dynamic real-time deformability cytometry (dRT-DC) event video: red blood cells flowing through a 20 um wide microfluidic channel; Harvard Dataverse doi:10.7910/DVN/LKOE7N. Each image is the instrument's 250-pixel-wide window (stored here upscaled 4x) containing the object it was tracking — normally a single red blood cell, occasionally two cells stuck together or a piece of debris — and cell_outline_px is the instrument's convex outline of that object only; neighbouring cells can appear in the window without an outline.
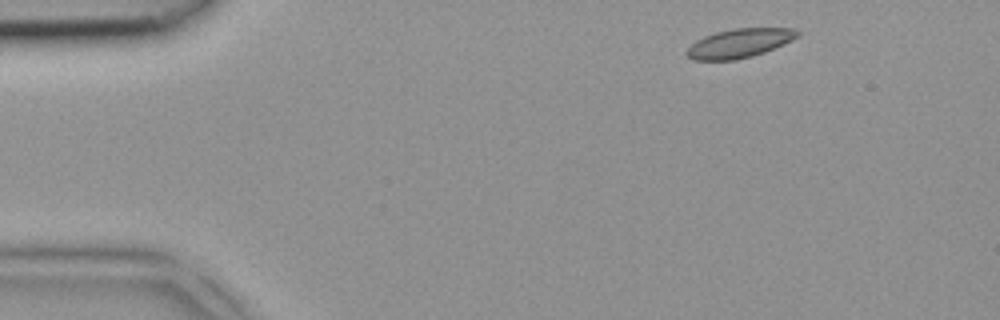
{"species": "common noctule bat (a hibernating species)", "species_latin": "Nyctalus noctula", "temperature_condition": "room temperature", "stored_images_in_passage": 4, "camera_frame_rate_fps": 3000, "um_per_image_px": 0.085, "animal": {"sex": "female", "body_mass_g": 18.4}, "frame": {"image": 1, "passage_image": 1, "time_ms": 0.0, "image_size_px": [1000, 320], "cell_outline_px": [[800, 36], [784, 44], [764, 52], [752, 56], [736, 60], [692, 60], [684, 52], [696, 40], [704, 36], [716, 32], [732, 28], [792, 28], [800, 32]], "centroid_in_image_um": [62.85, 3.67], "position_along_channel_um": 22.2, "area_um2": 18.79}}
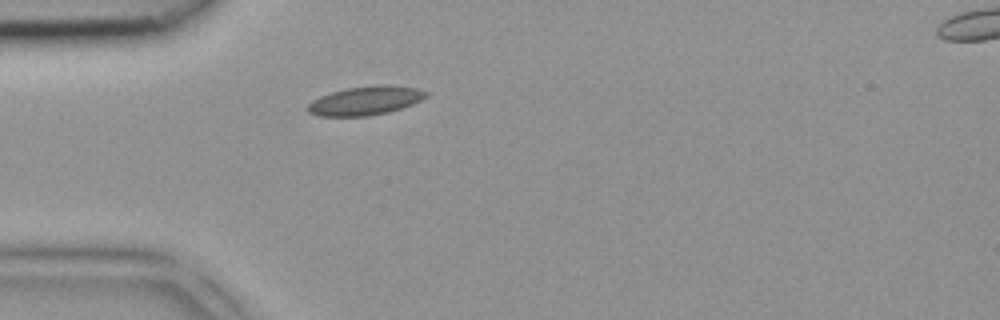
{"frame": {"image": 2, "passage_image": 3, "time_ms": 0.667, "image_size_px": [1000, 320], "cell_outline_px": [[428, 96], [412, 104], [388, 112], [368, 116], [320, 116], [308, 112], [304, 108], [312, 100], [320, 96], [332, 92], [348, 88], [376, 84], [388, 84], [420, 88], [428, 92]], "centroid_in_image_um": [31.06, 8.54], "position_along_channel_um": 53.9, "area_um2": 20.06}}